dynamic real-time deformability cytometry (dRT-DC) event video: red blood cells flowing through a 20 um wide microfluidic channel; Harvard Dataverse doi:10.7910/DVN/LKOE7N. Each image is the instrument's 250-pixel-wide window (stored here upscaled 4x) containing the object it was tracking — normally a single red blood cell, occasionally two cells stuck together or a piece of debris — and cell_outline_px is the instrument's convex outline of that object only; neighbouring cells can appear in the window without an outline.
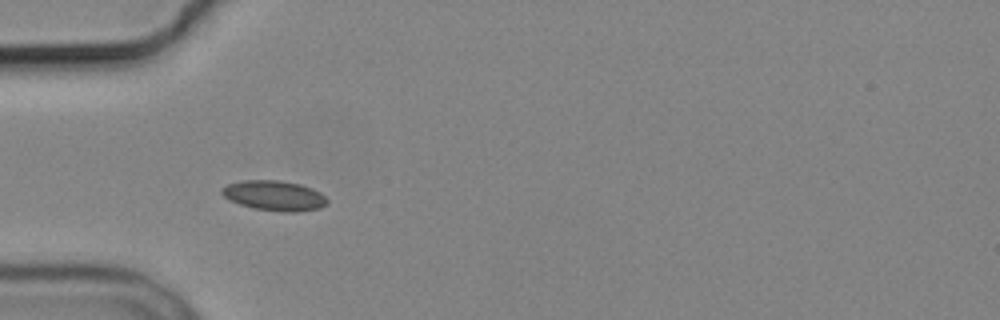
{"species": "common noctule bat (a hibernating species)", "species_latin": "Nyctalus noctula", "temperature_condition": "cold", "stored_images_in_passage": 5, "camera_frame_rate_fps": 3000, "um_per_image_px": 0.085, "animal": {"sex": "male", "body_mass_g": 19.2, "forearm_length_mm": 51.8}, "frame": {"image": 1, "passage_image": 4, "time_ms": 3.667, "image_size_px": [1000, 320], "cell_outline_px": [[328, 204], [320, 208], [296, 212], [284, 212], [256, 208], [240, 204], [228, 200], [220, 192], [220, 188], [228, 184], [244, 180], [280, 180], [300, 184], [312, 188], [320, 192], [328, 200]], "centroid_in_image_um": [23.32, 16.62], "position_along_channel_um": 61.7, "area_um2": 18.5}}
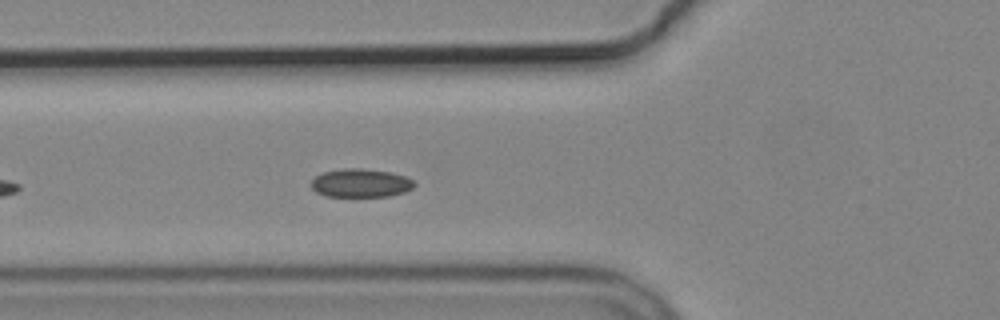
{"frame": {"image": 2, "passage_image": 5, "time_ms": 4.667, "image_size_px": [1000, 320], "cell_outline_px": [[416, 184], [412, 188], [404, 192], [388, 196], [324, 196], [316, 192], [312, 188], [312, 180], [316, 176], [324, 172], [344, 168], [364, 168], [392, 172], [404, 176], [412, 180]], "centroid_in_image_um": [30.66, 15.55], "position_along_channel_um": 95.1, "area_um2": 17.05}}